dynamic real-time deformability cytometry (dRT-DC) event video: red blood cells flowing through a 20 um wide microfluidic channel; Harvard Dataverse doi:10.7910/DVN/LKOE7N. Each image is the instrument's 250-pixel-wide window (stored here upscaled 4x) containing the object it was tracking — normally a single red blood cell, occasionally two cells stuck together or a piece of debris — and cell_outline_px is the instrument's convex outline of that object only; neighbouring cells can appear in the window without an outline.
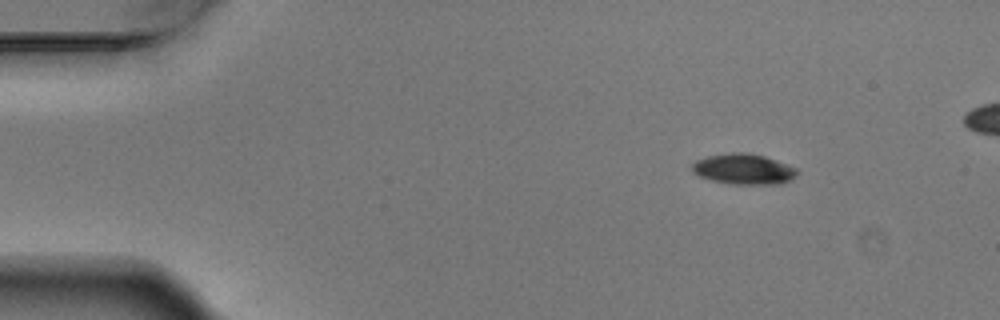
{"species": "Egyptian fruit bat (a non-hibernating species)", "species_latin": "Rousettus aegyptiacus", "temperature_condition": "warm", "stored_images_in_passage": 5, "camera_frame_rate_fps": 3000, "um_per_image_px": 0.085, "animal": {"sex": "male"}, "frame": {"image": 1, "passage_image": 1, "time_ms": 0.0, "image_size_px": [1000, 320], "cell_outline_px": [[800, 172], [792, 180], [780, 184], [732, 184], [712, 180], [700, 176], [692, 172], [692, 164], [696, 160], [708, 156], [732, 152], [748, 152], [764, 156], [796, 168]], "centroid_in_image_um": [63.23, 14.37], "position_along_channel_um": 21.8, "area_um2": 18.73}}
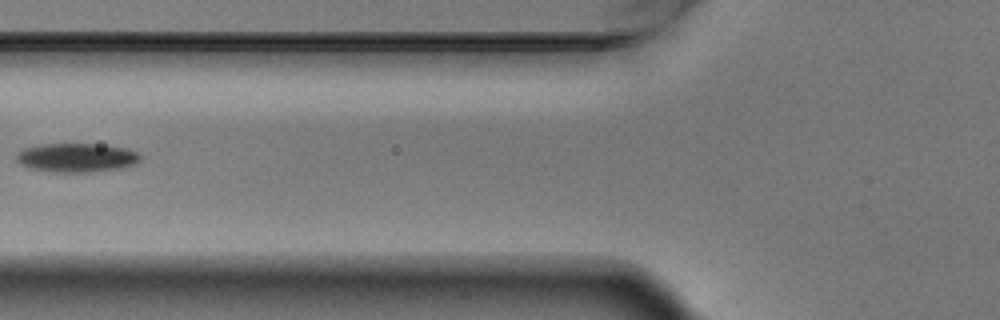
{"frame": {"image": 2, "passage_image": 5, "time_ms": 1.333, "image_size_px": [1000, 320], "cell_outline_px": [[140, 160], [136, 164], [120, 168], [92, 172], [48, 172], [28, 168], [20, 164], [16, 160], [16, 156], [24, 148], [40, 144], [96, 144], [124, 148], [136, 152], [140, 156]], "centroid_in_image_um": [6.47, 13.41], "position_along_channel_um": 119.3, "area_um2": 20.87}}